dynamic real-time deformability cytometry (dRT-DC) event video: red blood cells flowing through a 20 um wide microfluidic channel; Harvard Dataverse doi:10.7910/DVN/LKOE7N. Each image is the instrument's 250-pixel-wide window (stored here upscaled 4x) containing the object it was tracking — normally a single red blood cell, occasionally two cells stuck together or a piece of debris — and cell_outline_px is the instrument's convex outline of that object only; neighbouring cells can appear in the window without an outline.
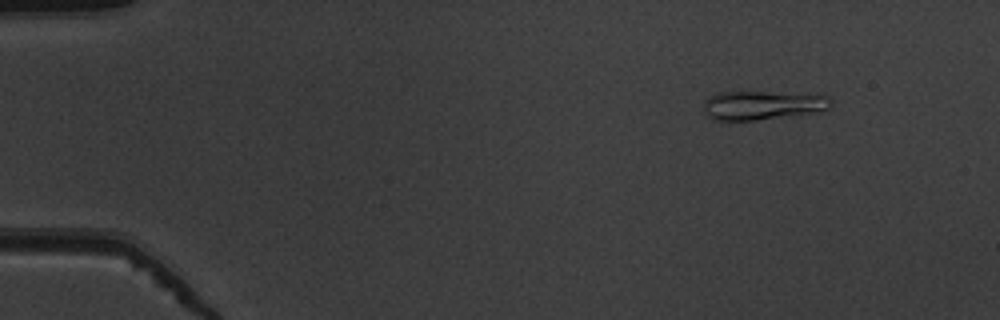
{"species": "common noctule bat (a hibernating species)", "species_latin": "Nyctalus noctula", "temperature_condition": "warm", "stored_images_in_passage": 49, "camera_frame_rate_fps": 3000, "um_per_image_px": 0.085, "animal": {"sex": "male", "body_mass_g": 19.5, "forearm_length_mm": 54.6}, "frame": {"image": 1, "passage_image": 3, "time_ms": 0.667, "image_size_px": [1000, 320], "cell_outline_px": [[832, 104], [828, 108], [812, 112], [756, 120], [712, 120], [704, 112], [704, 100], [708, 96], [716, 92], [768, 92], [832, 96]], "centroid_in_image_um": [64.74, 8.93], "position_along_channel_um": 20.3, "area_um2": 21.27}}
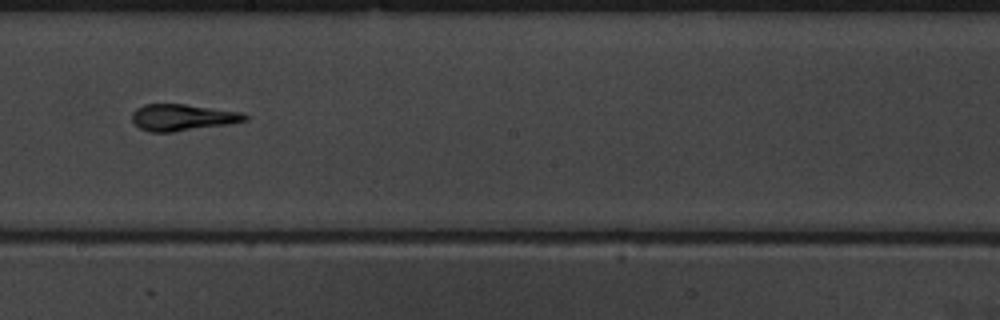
{"frame": {"image": 2, "passage_image": 27, "time_ms": 8.667, "image_size_px": [1000, 320], "cell_outline_px": [[248, 120], [228, 124], [172, 132], [152, 132], [140, 128], [132, 120], [132, 112], [136, 108], [144, 104], [184, 104], [244, 112], [248, 116]], "centroid_in_image_um": [15.53, 9.97], "position_along_channel_um": 232.7, "area_um2": 17.46}}
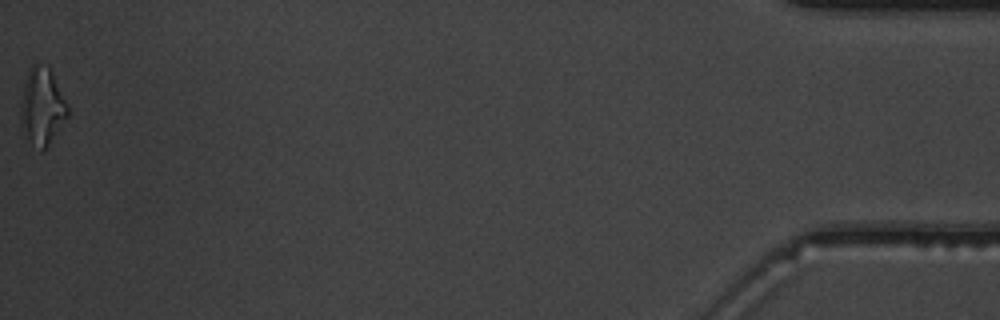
{"frame": {"image": 3, "passage_image": 49, "time_ms": 16.0, "image_size_px": [1000, 320], "cell_outline_px": [[68, 116], [48, 144], [40, 152], [24, 136], [20, 128], [20, 104], [24, 84], [28, 68], [32, 64], [48, 64], [68, 104]], "centroid_in_image_um": [3.55, 9.04], "position_along_channel_um": 431.7, "area_um2": 21.44}}